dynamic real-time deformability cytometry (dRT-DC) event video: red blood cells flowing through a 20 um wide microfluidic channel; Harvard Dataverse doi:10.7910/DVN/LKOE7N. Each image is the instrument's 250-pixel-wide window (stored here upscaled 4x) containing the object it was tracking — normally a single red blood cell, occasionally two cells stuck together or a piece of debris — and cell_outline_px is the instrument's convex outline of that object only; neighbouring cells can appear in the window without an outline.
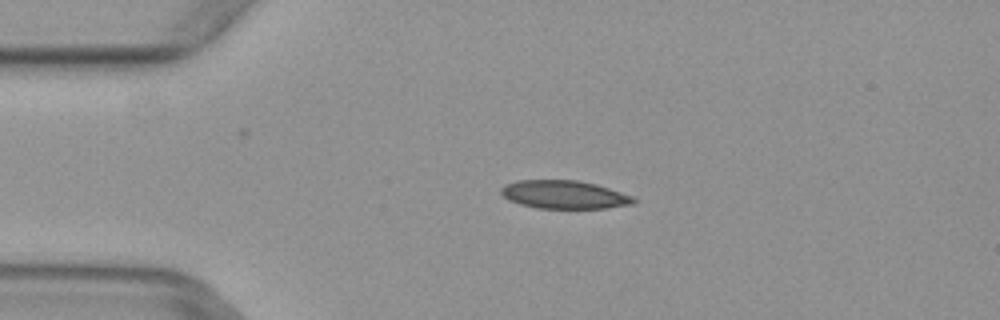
{"species": "common noctule bat (a hibernating species)", "species_latin": "Nyctalus noctula", "temperature_condition": "warm", "stored_images_in_passage": 5, "camera_frame_rate_fps": 3000, "um_per_image_px": 0.085, "animal": {"sex": "female", "body_mass_g": 29.2, "forearm_length_mm": 56.3}, "frame": {"image": 1, "passage_image": 3, "time_ms": 0.667, "image_size_px": [1000, 320], "cell_outline_px": [[636, 200], [632, 204], [608, 208], [536, 208], [520, 204], [508, 200], [500, 192], [500, 188], [504, 184], [516, 180], [580, 180], [596, 184], [632, 196]], "centroid_in_image_um": [47.91, 16.53], "position_along_channel_um": 37.1, "area_um2": 21.85}}
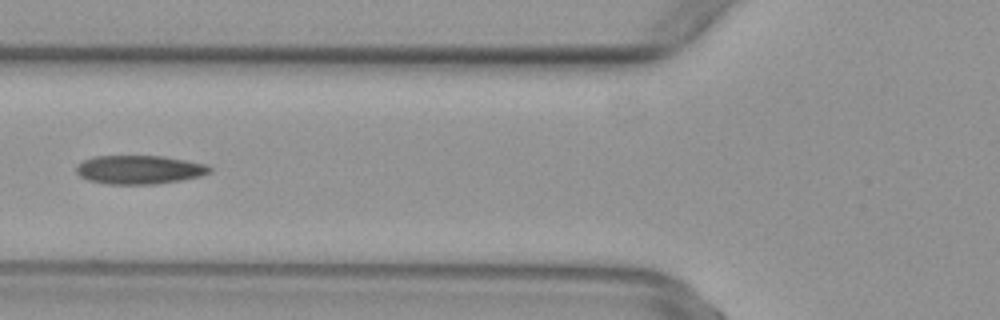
{"frame": {"image": 2, "passage_image": 5, "time_ms": 1.333, "image_size_px": [1000, 320], "cell_outline_px": [[212, 172], [200, 176], [180, 180], [156, 184], [108, 184], [88, 180], [80, 176], [76, 172], [76, 164], [92, 156], [164, 156], [208, 164], [212, 168]], "centroid_in_image_um": [11.85, 14.41], "position_along_channel_um": 114.0, "area_um2": 22.48}}